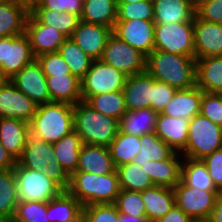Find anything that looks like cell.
Instances as JSON below:
<instances>
[{"label": "cell", "mask_w": 222, "mask_h": 222, "mask_svg": "<svg viewBox=\"0 0 222 222\" xmlns=\"http://www.w3.org/2000/svg\"><path fill=\"white\" fill-rule=\"evenodd\" d=\"M17 160L0 144V170L14 168Z\"/></svg>", "instance_id": "obj_53"}, {"label": "cell", "mask_w": 222, "mask_h": 222, "mask_svg": "<svg viewBox=\"0 0 222 222\" xmlns=\"http://www.w3.org/2000/svg\"><path fill=\"white\" fill-rule=\"evenodd\" d=\"M50 102L75 105L82 101L81 80L73 74L46 76Z\"/></svg>", "instance_id": "obj_27"}, {"label": "cell", "mask_w": 222, "mask_h": 222, "mask_svg": "<svg viewBox=\"0 0 222 222\" xmlns=\"http://www.w3.org/2000/svg\"><path fill=\"white\" fill-rule=\"evenodd\" d=\"M195 78L203 92L222 93V56L196 59Z\"/></svg>", "instance_id": "obj_29"}, {"label": "cell", "mask_w": 222, "mask_h": 222, "mask_svg": "<svg viewBox=\"0 0 222 222\" xmlns=\"http://www.w3.org/2000/svg\"><path fill=\"white\" fill-rule=\"evenodd\" d=\"M45 76L72 74L67 62L58 53H46L36 57Z\"/></svg>", "instance_id": "obj_46"}, {"label": "cell", "mask_w": 222, "mask_h": 222, "mask_svg": "<svg viewBox=\"0 0 222 222\" xmlns=\"http://www.w3.org/2000/svg\"><path fill=\"white\" fill-rule=\"evenodd\" d=\"M30 134L29 123L18 119L0 118V144L17 160Z\"/></svg>", "instance_id": "obj_26"}, {"label": "cell", "mask_w": 222, "mask_h": 222, "mask_svg": "<svg viewBox=\"0 0 222 222\" xmlns=\"http://www.w3.org/2000/svg\"><path fill=\"white\" fill-rule=\"evenodd\" d=\"M12 220L17 222H49L47 219V202L19 201Z\"/></svg>", "instance_id": "obj_43"}, {"label": "cell", "mask_w": 222, "mask_h": 222, "mask_svg": "<svg viewBox=\"0 0 222 222\" xmlns=\"http://www.w3.org/2000/svg\"><path fill=\"white\" fill-rule=\"evenodd\" d=\"M188 215H186L177 205L163 217L159 218L155 222H193Z\"/></svg>", "instance_id": "obj_52"}, {"label": "cell", "mask_w": 222, "mask_h": 222, "mask_svg": "<svg viewBox=\"0 0 222 222\" xmlns=\"http://www.w3.org/2000/svg\"><path fill=\"white\" fill-rule=\"evenodd\" d=\"M74 130L85 145L109 146L119 132V120L96 111L86 101L73 105Z\"/></svg>", "instance_id": "obj_4"}, {"label": "cell", "mask_w": 222, "mask_h": 222, "mask_svg": "<svg viewBox=\"0 0 222 222\" xmlns=\"http://www.w3.org/2000/svg\"><path fill=\"white\" fill-rule=\"evenodd\" d=\"M7 81V78L3 75L2 70L0 69V85L4 84Z\"/></svg>", "instance_id": "obj_58"}, {"label": "cell", "mask_w": 222, "mask_h": 222, "mask_svg": "<svg viewBox=\"0 0 222 222\" xmlns=\"http://www.w3.org/2000/svg\"><path fill=\"white\" fill-rule=\"evenodd\" d=\"M82 208L81 203L66 190L47 202L49 222H67Z\"/></svg>", "instance_id": "obj_40"}, {"label": "cell", "mask_w": 222, "mask_h": 222, "mask_svg": "<svg viewBox=\"0 0 222 222\" xmlns=\"http://www.w3.org/2000/svg\"><path fill=\"white\" fill-rule=\"evenodd\" d=\"M155 24L194 23L196 0H152Z\"/></svg>", "instance_id": "obj_21"}, {"label": "cell", "mask_w": 222, "mask_h": 222, "mask_svg": "<svg viewBox=\"0 0 222 222\" xmlns=\"http://www.w3.org/2000/svg\"><path fill=\"white\" fill-rule=\"evenodd\" d=\"M222 148V127L201 114L189 121L186 147L180 152L183 157L202 160Z\"/></svg>", "instance_id": "obj_6"}, {"label": "cell", "mask_w": 222, "mask_h": 222, "mask_svg": "<svg viewBox=\"0 0 222 222\" xmlns=\"http://www.w3.org/2000/svg\"><path fill=\"white\" fill-rule=\"evenodd\" d=\"M140 136L118 132L108 146L115 167L132 162L139 153Z\"/></svg>", "instance_id": "obj_36"}, {"label": "cell", "mask_w": 222, "mask_h": 222, "mask_svg": "<svg viewBox=\"0 0 222 222\" xmlns=\"http://www.w3.org/2000/svg\"><path fill=\"white\" fill-rule=\"evenodd\" d=\"M116 0H85L80 20L114 28L116 23Z\"/></svg>", "instance_id": "obj_32"}, {"label": "cell", "mask_w": 222, "mask_h": 222, "mask_svg": "<svg viewBox=\"0 0 222 222\" xmlns=\"http://www.w3.org/2000/svg\"><path fill=\"white\" fill-rule=\"evenodd\" d=\"M38 104L7 80L0 85V118H12L29 123Z\"/></svg>", "instance_id": "obj_13"}, {"label": "cell", "mask_w": 222, "mask_h": 222, "mask_svg": "<svg viewBox=\"0 0 222 222\" xmlns=\"http://www.w3.org/2000/svg\"><path fill=\"white\" fill-rule=\"evenodd\" d=\"M30 8H44L58 12H68L81 16L83 2L80 0H33Z\"/></svg>", "instance_id": "obj_47"}, {"label": "cell", "mask_w": 222, "mask_h": 222, "mask_svg": "<svg viewBox=\"0 0 222 222\" xmlns=\"http://www.w3.org/2000/svg\"><path fill=\"white\" fill-rule=\"evenodd\" d=\"M34 59L36 58L25 33L20 36L0 37V69L7 80Z\"/></svg>", "instance_id": "obj_11"}, {"label": "cell", "mask_w": 222, "mask_h": 222, "mask_svg": "<svg viewBox=\"0 0 222 222\" xmlns=\"http://www.w3.org/2000/svg\"><path fill=\"white\" fill-rule=\"evenodd\" d=\"M140 144L139 153L132 160V162L138 166H140V164H146L147 161L169 159L175 153L155 132L140 136Z\"/></svg>", "instance_id": "obj_35"}, {"label": "cell", "mask_w": 222, "mask_h": 222, "mask_svg": "<svg viewBox=\"0 0 222 222\" xmlns=\"http://www.w3.org/2000/svg\"><path fill=\"white\" fill-rule=\"evenodd\" d=\"M144 0H116V4H129V3H139Z\"/></svg>", "instance_id": "obj_57"}, {"label": "cell", "mask_w": 222, "mask_h": 222, "mask_svg": "<svg viewBox=\"0 0 222 222\" xmlns=\"http://www.w3.org/2000/svg\"><path fill=\"white\" fill-rule=\"evenodd\" d=\"M10 81L36 104L50 103L46 76L37 59L27 64Z\"/></svg>", "instance_id": "obj_15"}, {"label": "cell", "mask_w": 222, "mask_h": 222, "mask_svg": "<svg viewBox=\"0 0 222 222\" xmlns=\"http://www.w3.org/2000/svg\"><path fill=\"white\" fill-rule=\"evenodd\" d=\"M17 163L30 170L55 171V155L52 144L29 134Z\"/></svg>", "instance_id": "obj_19"}, {"label": "cell", "mask_w": 222, "mask_h": 222, "mask_svg": "<svg viewBox=\"0 0 222 222\" xmlns=\"http://www.w3.org/2000/svg\"><path fill=\"white\" fill-rule=\"evenodd\" d=\"M154 28V21H116L113 34L147 57L154 50Z\"/></svg>", "instance_id": "obj_14"}, {"label": "cell", "mask_w": 222, "mask_h": 222, "mask_svg": "<svg viewBox=\"0 0 222 222\" xmlns=\"http://www.w3.org/2000/svg\"><path fill=\"white\" fill-rule=\"evenodd\" d=\"M194 23L155 24L154 50L195 58Z\"/></svg>", "instance_id": "obj_8"}, {"label": "cell", "mask_w": 222, "mask_h": 222, "mask_svg": "<svg viewBox=\"0 0 222 222\" xmlns=\"http://www.w3.org/2000/svg\"><path fill=\"white\" fill-rule=\"evenodd\" d=\"M100 60L127 76L145 72L146 57L113 33L107 40Z\"/></svg>", "instance_id": "obj_10"}, {"label": "cell", "mask_w": 222, "mask_h": 222, "mask_svg": "<svg viewBox=\"0 0 222 222\" xmlns=\"http://www.w3.org/2000/svg\"><path fill=\"white\" fill-rule=\"evenodd\" d=\"M145 71L156 80L177 90L196 85V59L190 56L153 50L146 57Z\"/></svg>", "instance_id": "obj_1"}, {"label": "cell", "mask_w": 222, "mask_h": 222, "mask_svg": "<svg viewBox=\"0 0 222 222\" xmlns=\"http://www.w3.org/2000/svg\"><path fill=\"white\" fill-rule=\"evenodd\" d=\"M112 33L113 29L110 27L80 20L71 38L86 54L98 60L101 59Z\"/></svg>", "instance_id": "obj_16"}, {"label": "cell", "mask_w": 222, "mask_h": 222, "mask_svg": "<svg viewBox=\"0 0 222 222\" xmlns=\"http://www.w3.org/2000/svg\"><path fill=\"white\" fill-rule=\"evenodd\" d=\"M141 196L146 209V217L151 222L165 216L175 204L173 188L165 186H153L141 191Z\"/></svg>", "instance_id": "obj_30"}, {"label": "cell", "mask_w": 222, "mask_h": 222, "mask_svg": "<svg viewBox=\"0 0 222 222\" xmlns=\"http://www.w3.org/2000/svg\"><path fill=\"white\" fill-rule=\"evenodd\" d=\"M82 145V140L75 130L52 144L55 155V171L64 180L76 172Z\"/></svg>", "instance_id": "obj_20"}, {"label": "cell", "mask_w": 222, "mask_h": 222, "mask_svg": "<svg viewBox=\"0 0 222 222\" xmlns=\"http://www.w3.org/2000/svg\"><path fill=\"white\" fill-rule=\"evenodd\" d=\"M195 59L222 56V24L211 23L194 17Z\"/></svg>", "instance_id": "obj_17"}, {"label": "cell", "mask_w": 222, "mask_h": 222, "mask_svg": "<svg viewBox=\"0 0 222 222\" xmlns=\"http://www.w3.org/2000/svg\"><path fill=\"white\" fill-rule=\"evenodd\" d=\"M67 222H88L86 211L82 207L74 216Z\"/></svg>", "instance_id": "obj_56"}, {"label": "cell", "mask_w": 222, "mask_h": 222, "mask_svg": "<svg viewBox=\"0 0 222 222\" xmlns=\"http://www.w3.org/2000/svg\"><path fill=\"white\" fill-rule=\"evenodd\" d=\"M65 190L82 206H87L114 204L121 188L118 173L115 170L105 175L74 172L65 180Z\"/></svg>", "instance_id": "obj_2"}, {"label": "cell", "mask_w": 222, "mask_h": 222, "mask_svg": "<svg viewBox=\"0 0 222 222\" xmlns=\"http://www.w3.org/2000/svg\"><path fill=\"white\" fill-rule=\"evenodd\" d=\"M145 20L154 21V6L152 0L139 3L117 4L116 21Z\"/></svg>", "instance_id": "obj_42"}, {"label": "cell", "mask_w": 222, "mask_h": 222, "mask_svg": "<svg viewBox=\"0 0 222 222\" xmlns=\"http://www.w3.org/2000/svg\"><path fill=\"white\" fill-rule=\"evenodd\" d=\"M118 222H151L146 216H131L119 213Z\"/></svg>", "instance_id": "obj_55"}, {"label": "cell", "mask_w": 222, "mask_h": 222, "mask_svg": "<svg viewBox=\"0 0 222 222\" xmlns=\"http://www.w3.org/2000/svg\"><path fill=\"white\" fill-rule=\"evenodd\" d=\"M218 199L222 200V186L218 189Z\"/></svg>", "instance_id": "obj_59"}, {"label": "cell", "mask_w": 222, "mask_h": 222, "mask_svg": "<svg viewBox=\"0 0 222 222\" xmlns=\"http://www.w3.org/2000/svg\"><path fill=\"white\" fill-rule=\"evenodd\" d=\"M195 16L207 22L222 24V0H196Z\"/></svg>", "instance_id": "obj_48"}, {"label": "cell", "mask_w": 222, "mask_h": 222, "mask_svg": "<svg viewBox=\"0 0 222 222\" xmlns=\"http://www.w3.org/2000/svg\"><path fill=\"white\" fill-rule=\"evenodd\" d=\"M88 222H118L119 211L114 204H93L82 206Z\"/></svg>", "instance_id": "obj_49"}, {"label": "cell", "mask_w": 222, "mask_h": 222, "mask_svg": "<svg viewBox=\"0 0 222 222\" xmlns=\"http://www.w3.org/2000/svg\"><path fill=\"white\" fill-rule=\"evenodd\" d=\"M189 119L158 114L155 134L175 152H181L187 144Z\"/></svg>", "instance_id": "obj_23"}, {"label": "cell", "mask_w": 222, "mask_h": 222, "mask_svg": "<svg viewBox=\"0 0 222 222\" xmlns=\"http://www.w3.org/2000/svg\"><path fill=\"white\" fill-rule=\"evenodd\" d=\"M127 79L122 71L104 63L94 60L90 69L81 79L82 101H87L91 96L108 92L122 91Z\"/></svg>", "instance_id": "obj_7"}, {"label": "cell", "mask_w": 222, "mask_h": 222, "mask_svg": "<svg viewBox=\"0 0 222 222\" xmlns=\"http://www.w3.org/2000/svg\"><path fill=\"white\" fill-rule=\"evenodd\" d=\"M216 188L222 186V148L202 159Z\"/></svg>", "instance_id": "obj_51"}, {"label": "cell", "mask_w": 222, "mask_h": 222, "mask_svg": "<svg viewBox=\"0 0 222 222\" xmlns=\"http://www.w3.org/2000/svg\"><path fill=\"white\" fill-rule=\"evenodd\" d=\"M30 134L47 143H56L74 131V108L68 103L40 104L29 122Z\"/></svg>", "instance_id": "obj_3"}, {"label": "cell", "mask_w": 222, "mask_h": 222, "mask_svg": "<svg viewBox=\"0 0 222 222\" xmlns=\"http://www.w3.org/2000/svg\"><path fill=\"white\" fill-rule=\"evenodd\" d=\"M18 203L14 168L0 170V222L13 219Z\"/></svg>", "instance_id": "obj_34"}, {"label": "cell", "mask_w": 222, "mask_h": 222, "mask_svg": "<svg viewBox=\"0 0 222 222\" xmlns=\"http://www.w3.org/2000/svg\"><path fill=\"white\" fill-rule=\"evenodd\" d=\"M182 159L183 156L175 152L169 159L147 161L140 166L150 176L154 185L174 188L180 182Z\"/></svg>", "instance_id": "obj_25"}, {"label": "cell", "mask_w": 222, "mask_h": 222, "mask_svg": "<svg viewBox=\"0 0 222 222\" xmlns=\"http://www.w3.org/2000/svg\"><path fill=\"white\" fill-rule=\"evenodd\" d=\"M175 204L194 221H208L218 199V191L186 186L181 180L173 188Z\"/></svg>", "instance_id": "obj_9"}, {"label": "cell", "mask_w": 222, "mask_h": 222, "mask_svg": "<svg viewBox=\"0 0 222 222\" xmlns=\"http://www.w3.org/2000/svg\"><path fill=\"white\" fill-rule=\"evenodd\" d=\"M58 53L67 62L70 71L80 80L85 76L90 69L94 59L86 54L72 38H67L59 47Z\"/></svg>", "instance_id": "obj_38"}, {"label": "cell", "mask_w": 222, "mask_h": 222, "mask_svg": "<svg viewBox=\"0 0 222 222\" xmlns=\"http://www.w3.org/2000/svg\"><path fill=\"white\" fill-rule=\"evenodd\" d=\"M122 91L127 111L151 108L154 95V77L146 71L127 76Z\"/></svg>", "instance_id": "obj_18"}, {"label": "cell", "mask_w": 222, "mask_h": 222, "mask_svg": "<svg viewBox=\"0 0 222 222\" xmlns=\"http://www.w3.org/2000/svg\"><path fill=\"white\" fill-rule=\"evenodd\" d=\"M116 171L121 189L141 192L155 186L143 168L133 162L116 167Z\"/></svg>", "instance_id": "obj_39"}, {"label": "cell", "mask_w": 222, "mask_h": 222, "mask_svg": "<svg viewBox=\"0 0 222 222\" xmlns=\"http://www.w3.org/2000/svg\"><path fill=\"white\" fill-rule=\"evenodd\" d=\"M176 91L177 89L154 78V95L151 103V109L161 113L165 106L173 98Z\"/></svg>", "instance_id": "obj_50"}, {"label": "cell", "mask_w": 222, "mask_h": 222, "mask_svg": "<svg viewBox=\"0 0 222 222\" xmlns=\"http://www.w3.org/2000/svg\"><path fill=\"white\" fill-rule=\"evenodd\" d=\"M158 114L151 108L126 111L119 120V131L134 136L153 133Z\"/></svg>", "instance_id": "obj_31"}, {"label": "cell", "mask_w": 222, "mask_h": 222, "mask_svg": "<svg viewBox=\"0 0 222 222\" xmlns=\"http://www.w3.org/2000/svg\"><path fill=\"white\" fill-rule=\"evenodd\" d=\"M115 170L116 167L107 146L82 145L76 172L105 175Z\"/></svg>", "instance_id": "obj_24"}, {"label": "cell", "mask_w": 222, "mask_h": 222, "mask_svg": "<svg viewBox=\"0 0 222 222\" xmlns=\"http://www.w3.org/2000/svg\"><path fill=\"white\" fill-rule=\"evenodd\" d=\"M96 111L120 120L126 113L123 91L108 92L91 96L87 101Z\"/></svg>", "instance_id": "obj_41"}, {"label": "cell", "mask_w": 222, "mask_h": 222, "mask_svg": "<svg viewBox=\"0 0 222 222\" xmlns=\"http://www.w3.org/2000/svg\"><path fill=\"white\" fill-rule=\"evenodd\" d=\"M201 98L202 90L196 85L189 89L177 90L161 113L191 120L200 114Z\"/></svg>", "instance_id": "obj_28"}, {"label": "cell", "mask_w": 222, "mask_h": 222, "mask_svg": "<svg viewBox=\"0 0 222 222\" xmlns=\"http://www.w3.org/2000/svg\"><path fill=\"white\" fill-rule=\"evenodd\" d=\"M29 12L30 4L24 0H7L0 4V37L24 34Z\"/></svg>", "instance_id": "obj_22"}, {"label": "cell", "mask_w": 222, "mask_h": 222, "mask_svg": "<svg viewBox=\"0 0 222 222\" xmlns=\"http://www.w3.org/2000/svg\"><path fill=\"white\" fill-rule=\"evenodd\" d=\"M34 57L46 53H56L67 37L55 28L43 24L31 11L25 24Z\"/></svg>", "instance_id": "obj_12"}, {"label": "cell", "mask_w": 222, "mask_h": 222, "mask_svg": "<svg viewBox=\"0 0 222 222\" xmlns=\"http://www.w3.org/2000/svg\"><path fill=\"white\" fill-rule=\"evenodd\" d=\"M30 11L45 25L55 28L67 38H71L80 22V17L68 13L44 8H30Z\"/></svg>", "instance_id": "obj_37"}, {"label": "cell", "mask_w": 222, "mask_h": 222, "mask_svg": "<svg viewBox=\"0 0 222 222\" xmlns=\"http://www.w3.org/2000/svg\"><path fill=\"white\" fill-rule=\"evenodd\" d=\"M7 0H0V4H2V3H4V2H6Z\"/></svg>", "instance_id": "obj_60"}, {"label": "cell", "mask_w": 222, "mask_h": 222, "mask_svg": "<svg viewBox=\"0 0 222 222\" xmlns=\"http://www.w3.org/2000/svg\"><path fill=\"white\" fill-rule=\"evenodd\" d=\"M6 222H17V221H14V220H8V221H6Z\"/></svg>", "instance_id": "obj_61"}, {"label": "cell", "mask_w": 222, "mask_h": 222, "mask_svg": "<svg viewBox=\"0 0 222 222\" xmlns=\"http://www.w3.org/2000/svg\"><path fill=\"white\" fill-rule=\"evenodd\" d=\"M207 222H222V200L217 199Z\"/></svg>", "instance_id": "obj_54"}, {"label": "cell", "mask_w": 222, "mask_h": 222, "mask_svg": "<svg viewBox=\"0 0 222 222\" xmlns=\"http://www.w3.org/2000/svg\"><path fill=\"white\" fill-rule=\"evenodd\" d=\"M114 205L121 214L146 216V209L139 191L121 189Z\"/></svg>", "instance_id": "obj_44"}, {"label": "cell", "mask_w": 222, "mask_h": 222, "mask_svg": "<svg viewBox=\"0 0 222 222\" xmlns=\"http://www.w3.org/2000/svg\"><path fill=\"white\" fill-rule=\"evenodd\" d=\"M180 180L188 187L204 191H218L202 160L183 157Z\"/></svg>", "instance_id": "obj_33"}, {"label": "cell", "mask_w": 222, "mask_h": 222, "mask_svg": "<svg viewBox=\"0 0 222 222\" xmlns=\"http://www.w3.org/2000/svg\"><path fill=\"white\" fill-rule=\"evenodd\" d=\"M19 201L49 202L65 190V180L56 171L14 167Z\"/></svg>", "instance_id": "obj_5"}, {"label": "cell", "mask_w": 222, "mask_h": 222, "mask_svg": "<svg viewBox=\"0 0 222 222\" xmlns=\"http://www.w3.org/2000/svg\"><path fill=\"white\" fill-rule=\"evenodd\" d=\"M200 114L222 127V93L202 91Z\"/></svg>", "instance_id": "obj_45"}]
</instances>
